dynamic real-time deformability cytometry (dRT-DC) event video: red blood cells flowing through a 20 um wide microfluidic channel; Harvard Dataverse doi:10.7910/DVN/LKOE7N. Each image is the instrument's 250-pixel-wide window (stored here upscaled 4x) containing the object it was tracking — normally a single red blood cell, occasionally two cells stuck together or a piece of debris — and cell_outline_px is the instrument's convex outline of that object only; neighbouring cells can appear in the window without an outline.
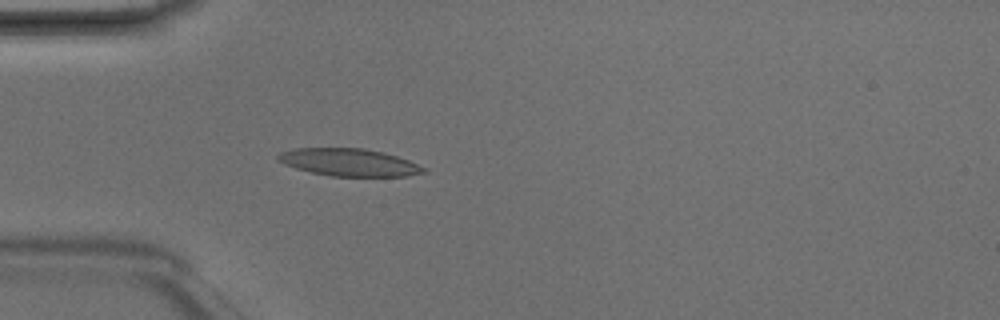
{"species": "Egyptian fruit bat (a non-hibernating species)", "species_latin": "Rousettus aegyptiacus", "temperature_condition": "room temperature", "stored_images_in_passage": 4, "camera_frame_rate_fps": 3000, "um_per_image_px": 0.085, "animal": {"sex": "male"}, "frame": {"image": 1, "passage_image": 4, "time_ms": 1.0, "image_size_px": [1000, 320], "cell_outline_px": [[428, 172], [404, 176], [332, 176], [312, 172], [296, 168], [284, 164], [276, 160], [276, 156], [280, 152], [296, 148], [364, 148], [384, 152], [408, 160], [428, 168]], "centroid_in_image_um": [29.68, 13.79], "position_along_channel_um": 55.3, "area_um2": 23.35}}